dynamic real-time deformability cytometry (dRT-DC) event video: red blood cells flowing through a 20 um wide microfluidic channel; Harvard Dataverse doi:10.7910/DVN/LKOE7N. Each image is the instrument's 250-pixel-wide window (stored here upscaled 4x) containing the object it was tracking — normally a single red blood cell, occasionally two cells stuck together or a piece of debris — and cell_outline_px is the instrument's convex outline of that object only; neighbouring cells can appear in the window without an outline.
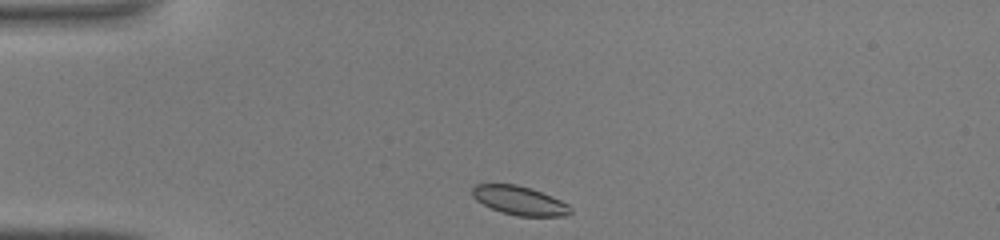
{"species": "common noctule bat (a hibernating species)", "species_latin": "Nyctalus noctula", "temperature_condition": "warm", "stored_images_in_passage": 29, "camera_frame_rate_fps": 3000, "um_per_image_px": 0.085, "animal": {"sex": "male", "body_mass_g": 19.0, "forearm_length_mm": 50.8}, "frame": {"image": 1, "passage_image": 1, "time_ms": 0.0, "image_size_px": [1000, 240], "cell_outline_px": [[572, 212], [564, 216], [516, 216], [492, 208], [476, 200], [472, 196], [472, 188], [476, 184], [516, 184], [532, 188], [552, 196], [568, 204], [572, 208]], "centroid_in_image_um": [44.18, 17.04], "position_along_channel_um": 40.8, "area_um2": 16.47}}
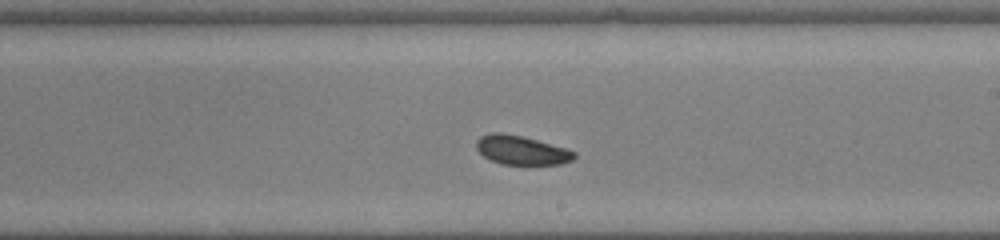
{"frame": {"image": 2, "passage_image": 17, "time_ms": 5.333, "image_size_px": [1000, 240], "cell_outline_px": [[576, 156], [572, 160], [560, 164], [500, 164], [484, 156], [476, 148], [476, 140], [480, 136], [492, 132], [504, 132], [536, 140], [564, 148], [576, 152]], "centroid_in_image_um": [44.29, 12.76], "position_along_channel_um": 244.7, "area_um2": 16.36}}
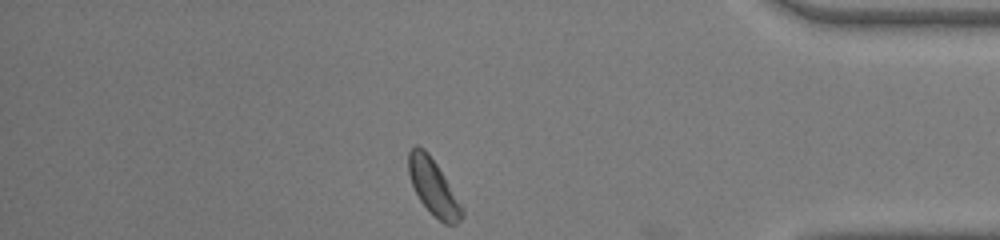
{"frame": {"image": 3, "passage_image": 29, "time_ms": 9.333, "image_size_px": [1000, 240], "cell_outline_px": [[464, 216], [456, 224], [444, 224], [420, 200], [412, 184], [408, 172], [408, 152], [416, 144], [424, 148], [428, 152], [444, 176], [464, 208]], "centroid_in_image_um": [36.84, 15.89], "position_along_channel_um": 398.4, "area_um2": 17.11}}